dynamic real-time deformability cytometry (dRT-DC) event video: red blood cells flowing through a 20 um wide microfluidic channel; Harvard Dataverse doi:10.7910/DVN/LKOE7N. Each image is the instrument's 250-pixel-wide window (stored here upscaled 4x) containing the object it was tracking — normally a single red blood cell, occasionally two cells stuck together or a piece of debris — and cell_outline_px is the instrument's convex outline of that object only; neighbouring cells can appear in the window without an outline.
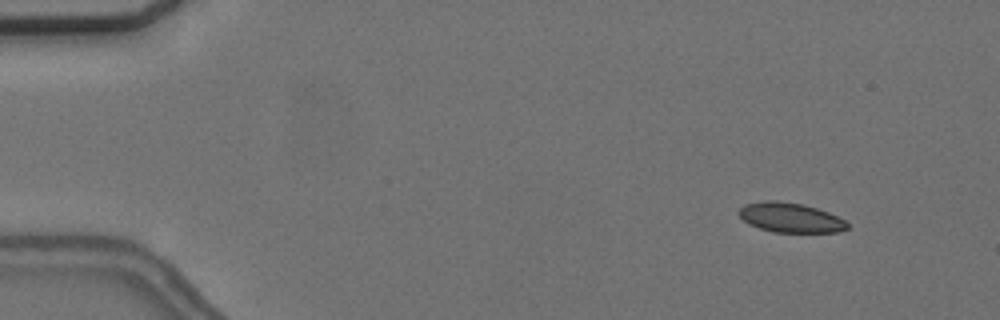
{"species": "common noctule bat (a hibernating species)", "species_latin": "Nyctalus noctula", "temperature_condition": "cold", "stored_images_in_passage": 5, "camera_frame_rate_fps": 3000, "um_per_image_px": 0.085, "animal": {"sex": "female", "body_mass_g": 24.6, "forearm_length_mm": 56.2}, "frame": {"image": 1, "passage_image": 2, "time_ms": 1.333, "image_size_px": [1000, 320], "cell_outline_px": [[848, 228], [840, 232], [772, 232], [748, 224], [740, 216], [740, 208], [744, 204], [764, 200], [776, 200], [800, 204], [816, 208], [828, 212], [844, 220], [848, 224]], "centroid_in_image_um": [67.17, 18.5], "position_along_channel_um": 17.8, "area_um2": 18.61}}
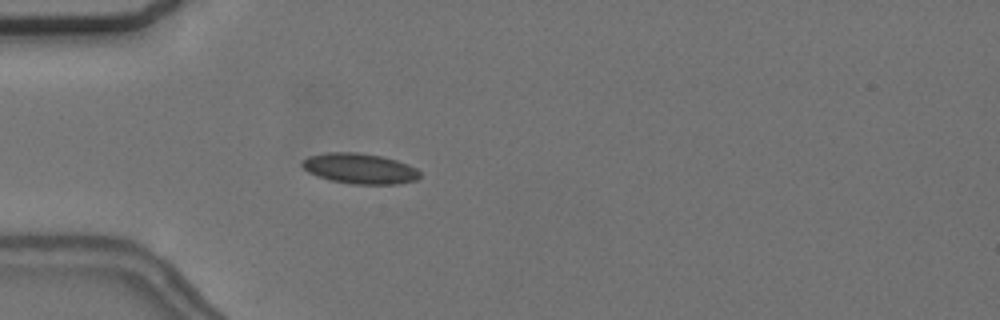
{"frame": {"image": 2, "passage_image": 5, "time_ms": 5.0, "image_size_px": [1000, 320], "cell_outline_px": [[420, 176], [416, 180], [396, 184], [352, 184], [332, 180], [316, 176], [308, 172], [300, 164], [308, 156], [324, 152], [356, 152], [384, 156], [408, 164], [416, 168], [420, 172]], "centroid_in_image_um": [30.57, 14.31], "position_along_channel_um": 54.4, "area_um2": 20.98}}